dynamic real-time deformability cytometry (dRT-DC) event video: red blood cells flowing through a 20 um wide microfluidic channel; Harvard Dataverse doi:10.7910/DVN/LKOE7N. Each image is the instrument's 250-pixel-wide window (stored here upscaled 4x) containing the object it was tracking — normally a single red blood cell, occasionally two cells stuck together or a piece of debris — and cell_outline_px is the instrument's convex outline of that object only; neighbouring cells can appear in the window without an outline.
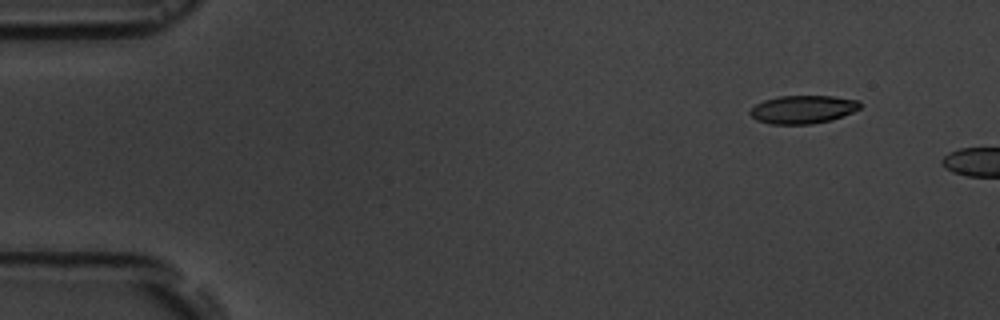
{"species": "common noctule bat (a hibernating species)", "species_latin": "Nyctalus noctula", "temperature_condition": "room temperature", "stored_images_in_passage": 3, "camera_frame_rate_fps": 3000, "um_per_image_px": 0.085, "animal": {"sex": "male", "body_mass_g": 19.5, "forearm_length_mm": 54.6}, "frame": {"image": 1, "passage_image": 1, "time_ms": 0.0, "image_size_px": [1000, 320], "cell_outline_px": [[860, 108], [852, 112], [832, 120], [812, 124], [772, 124], [756, 120], [748, 112], [756, 104], [764, 100], [780, 96], [832, 96], [860, 100]], "centroid_in_image_um": [68.25, 9.3], "position_along_channel_um": 16.8, "area_um2": 18.03}}